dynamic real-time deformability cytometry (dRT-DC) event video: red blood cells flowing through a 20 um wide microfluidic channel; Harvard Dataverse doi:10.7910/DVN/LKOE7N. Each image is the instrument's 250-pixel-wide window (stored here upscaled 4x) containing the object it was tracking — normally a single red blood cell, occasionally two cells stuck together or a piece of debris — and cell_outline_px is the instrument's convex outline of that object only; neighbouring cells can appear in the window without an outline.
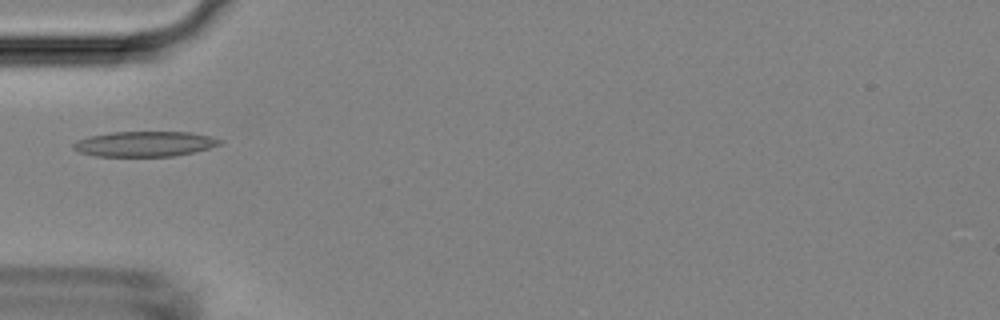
{"species": "Egyptian fruit bat (a non-hibernating species)", "species_latin": "Rousettus aegyptiacus", "temperature_condition": "room temperature", "stored_images_in_passage": 5, "camera_frame_rate_fps": 3000, "um_per_image_px": 0.085, "animal": {"sex": "female"}, "frame": {"image": 1, "passage_image": 5, "time_ms": 4.667, "image_size_px": [1000, 320], "cell_outline_px": [[224, 140], [220, 144], [208, 148], [192, 152], [172, 156], [92, 156], [80, 152], [72, 148], [72, 144], [76, 140], [88, 136], [112, 132], [188, 132], [208, 136]], "centroid_in_image_um": [12.23, 12.23], "position_along_channel_um": 72.8, "area_um2": 21.44}}